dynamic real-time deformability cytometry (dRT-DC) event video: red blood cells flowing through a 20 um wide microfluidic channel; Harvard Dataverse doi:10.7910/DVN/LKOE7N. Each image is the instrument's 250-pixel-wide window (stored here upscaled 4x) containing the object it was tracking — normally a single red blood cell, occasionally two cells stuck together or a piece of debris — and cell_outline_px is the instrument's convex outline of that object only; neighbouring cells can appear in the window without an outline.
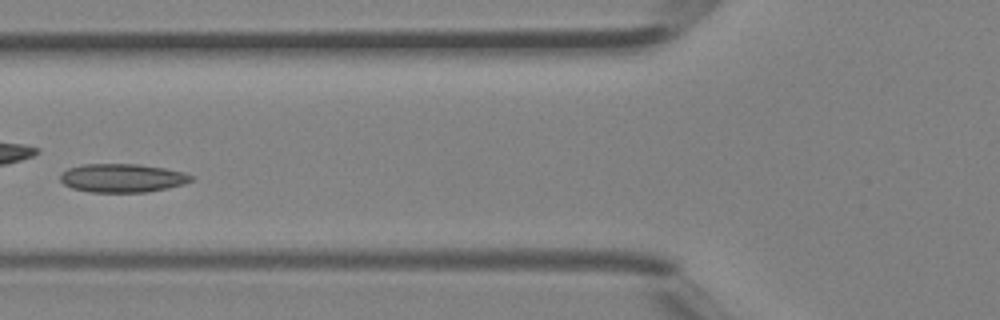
{"species": "Egyptian fruit bat (a non-hibernating species)", "species_latin": "Rousettus aegyptiacus", "temperature_condition": "room temperature", "stored_images_in_passage": 36, "camera_frame_rate_fps": 3000, "um_per_image_px": 0.085, "animal": {"sex": "female"}, "frame": {"image": 1, "passage_image": 11, "time_ms": 3.333, "image_size_px": [1000, 320], "cell_outline_px": [[192, 180], [184, 184], [168, 188], [148, 192], [88, 192], [72, 188], [64, 184], [60, 180], [60, 172], [68, 168], [84, 164], [140, 164], [164, 168], [184, 172], [192, 176]], "centroid_in_image_um": [10.37, 15.13], "position_along_channel_um": 115.4, "area_um2": 21.91}}
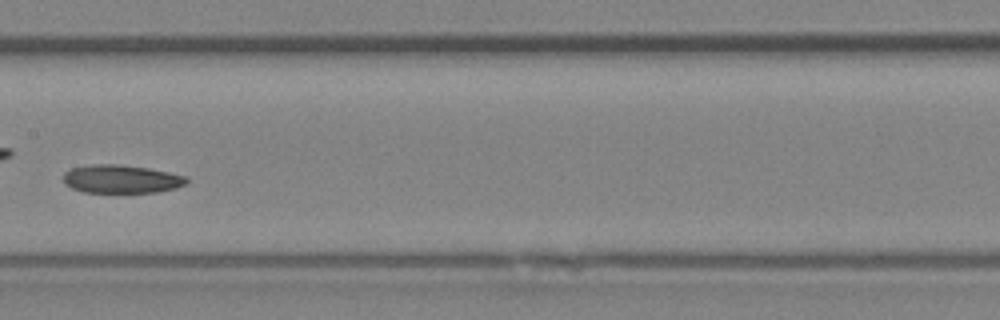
{"frame": {"image": 2, "passage_image": 16, "time_ms": 5.0, "image_size_px": [1000, 320], "cell_outline_px": [[188, 184], [176, 188], [156, 192], [84, 192], [72, 188], [64, 184], [64, 172], [72, 168], [96, 164], [116, 164], [148, 168], [188, 176]], "centroid_in_image_um": [10.35, 15.22], "position_along_channel_um": 197.1, "area_um2": 20.29}}